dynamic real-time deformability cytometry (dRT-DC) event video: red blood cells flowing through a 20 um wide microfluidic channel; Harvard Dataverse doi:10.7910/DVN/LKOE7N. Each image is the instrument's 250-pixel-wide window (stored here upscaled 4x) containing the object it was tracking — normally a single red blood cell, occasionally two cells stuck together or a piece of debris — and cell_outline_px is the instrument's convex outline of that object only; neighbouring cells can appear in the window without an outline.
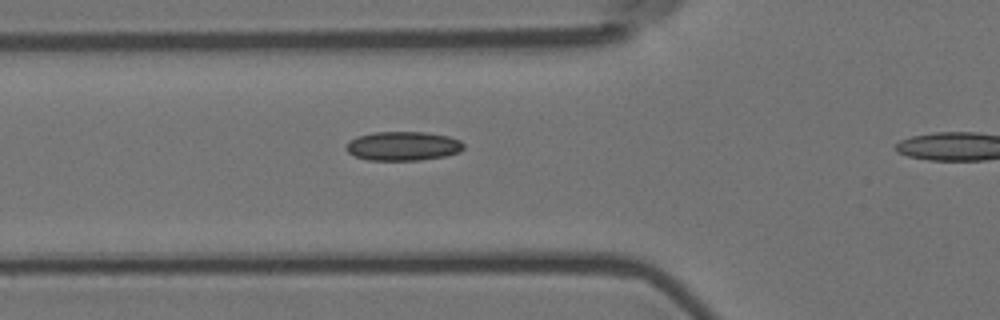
{"species": "Egyptian fruit bat (a non-hibernating species)", "species_latin": "Rousettus aegyptiacus", "temperature_condition": "room temperature", "stored_images_in_passage": 10, "camera_frame_rate_fps": 3000, "um_per_image_px": 0.085, "animal": {"sex": "female"}, "frame": {"image": 1, "passage_image": 9, "time_ms": 2.667, "image_size_px": [1000, 320], "cell_outline_px": [[464, 148], [460, 152], [444, 156], [420, 160], [368, 160], [356, 156], [348, 152], [348, 144], [356, 136], [376, 132], [424, 132], [448, 136], [460, 140], [464, 144]], "centroid_in_image_um": [34.3, 12.41], "position_along_channel_um": 91.5, "area_um2": 19.71}}